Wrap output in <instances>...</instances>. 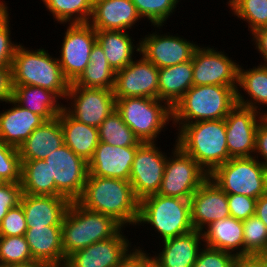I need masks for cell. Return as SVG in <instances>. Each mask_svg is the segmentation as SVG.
<instances>
[{
    "mask_svg": "<svg viewBox=\"0 0 267 267\" xmlns=\"http://www.w3.org/2000/svg\"><path fill=\"white\" fill-rule=\"evenodd\" d=\"M76 202L88 210L113 217L125 228L130 225L136 228L139 200L129 181L88 173L82 194Z\"/></svg>",
    "mask_w": 267,
    "mask_h": 267,
    "instance_id": "6da1fadb",
    "label": "cell"
},
{
    "mask_svg": "<svg viewBox=\"0 0 267 267\" xmlns=\"http://www.w3.org/2000/svg\"><path fill=\"white\" fill-rule=\"evenodd\" d=\"M177 145L209 175L231 157L228 154L224 119L172 124Z\"/></svg>",
    "mask_w": 267,
    "mask_h": 267,
    "instance_id": "7a4b0ae2",
    "label": "cell"
},
{
    "mask_svg": "<svg viewBox=\"0 0 267 267\" xmlns=\"http://www.w3.org/2000/svg\"><path fill=\"white\" fill-rule=\"evenodd\" d=\"M13 85L38 86L54 92L64 100L70 82L64 77L56 57L44 48L17 46L11 64Z\"/></svg>",
    "mask_w": 267,
    "mask_h": 267,
    "instance_id": "3957f363",
    "label": "cell"
},
{
    "mask_svg": "<svg viewBox=\"0 0 267 267\" xmlns=\"http://www.w3.org/2000/svg\"><path fill=\"white\" fill-rule=\"evenodd\" d=\"M238 86L193 85L172 108V124L225 119L237 105Z\"/></svg>",
    "mask_w": 267,
    "mask_h": 267,
    "instance_id": "277c9868",
    "label": "cell"
},
{
    "mask_svg": "<svg viewBox=\"0 0 267 267\" xmlns=\"http://www.w3.org/2000/svg\"><path fill=\"white\" fill-rule=\"evenodd\" d=\"M62 247L65 258L91 244L115 236L122 228L113 217L70 202L62 220Z\"/></svg>",
    "mask_w": 267,
    "mask_h": 267,
    "instance_id": "5b68a950",
    "label": "cell"
},
{
    "mask_svg": "<svg viewBox=\"0 0 267 267\" xmlns=\"http://www.w3.org/2000/svg\"><path fill=\"white\" fill-rule=\"evenodd\" d=\"M151 225L157 233L156 239L164 241L186 234L194 227L191 222L190 199L159 194L147 196L139 201V216L136 226Z\"/></svg>",
    "mask_w": 267,
    "mask_h": 267,
    "instance_id": "8992f818",
    "label": "cell"
},
{
    "mask_svg": "<svg viewBox=\"0 0 267 267\" xmlns=\"http://www.w3.org/2000/svg\"><path fill=\"white\" fill-rule=\"evenodd\" d=\"M116 111L143 142H156L172 121V108L160 99L127 97L116 99Z\"/></svg>",
    "mask_w": 267,
    "mask_h": 267,
    "instance_id": "52a82bcc",
    "label": "cell"
},
{
    "mask_svg": "<svg viewBox=\"0 0 267 267\" xmlns=\"http://www.w3.org/2000/svg\"><path fill=\"white\" fill-rule=\"evenodd\" d=\"M226 194L258 199L267 193V171L255 157L231 158L210 175Z\"/></svg>",
    "mask_w": 267,
    "mask_h": 267,
    "instance_id": "ba28073f",
    "label": "cell"
},
{
    "mask_svg": "<svg viewBox=\"0 0 267 267\" xmlns=\"http://www.w3.org/2000/svg\"><path fill=\"white\" fill-rule=\"evenodd\" d=\"M157 194L190 199L209 174L176 143L173 144Z\"/></svg>",
    "mask_w": 267,
    "mask_h": 267,
    "instance_id": "9c48e42d",
    "label": "cell"
},
{
    "mask_svg": "<svg viewBox=\"0 0 267 267\" xmlns=\"http://www.w3.org/2000/svg\"><path fill=\"white\" fill-rule=\"evenodd\" d=\"M49 166L50 182H55V196L70 202L82 194L88 176V163L66 144L51 152L45 159Z\"/></svg>",
    "mask_w": 267,
    "mask_h": 267,
    "instance_id": "30bf717a",
    "label": "cell"
},
{
    "mask_svg": "<svg viewBox=\"0 0 267 267\" xmlns=\"http://www.w3.org/2000/svg\"><path fill=\"white\" fill-rule=\"evenodd\" d=\"M65 100L63 109L72 118L97 128L116 110V99L110 89L69 87Z\"/></svg>",
    "mask_w": 267,
    "mask_h": 267,
    "instance_id": "8fae6325",
    "label": "cell"
},
{
    "mask_svg": "<svg viewBox=\"0 0 267 267\" xmlns=\"http://www.w3.org/2000/svg\"><path fill=\"white\" fill-rule=\"evenodd\" d=\"M157 144L158 142L142 143L137 148L132 163L129 182L139 201L157 194L161 187L168 154Z\"/></svg>",
    "mask_w": 267,
    "mask_h": 267,
    "instance_id": "7c38bea8",
    "label": "cell"
},
{
    "mask_svg": "<svg viewBox=\"0 0 267 267\" xmlns=\"http://www.w3.org/2000/svg\"><path fill=\"white\" fill-rule=\"evenodd\" d=\"M67 29L60 44L58 61L64 77L73 83L90 63L96 30L89 23L64 24Z\"/></svg>",
    "mask_w": 267,
    "mask_h": 267,
    "instance_id": "4fadbf2b",
    "label": "cell"
},
{
    "mask_svg": "<svg viewBox=\"0 0 267 267\" xmlns=\"http://www.w3.org/2000/svg\"><path fill=\"white\" fill-rule=\"evenodd\" d=\"M155 32H148L142 38H139L140 53L147 60L152 62L158 69L192 60L193 54L198 43L190 41L183 36L173 33L161 34L163 26H153ZM156 29L158 31H156ZM160 31V33H159ZM172 34V35H170ZM178 35V36H177Z\"/></svg>",
    "mask_w": 267,
    "mask_h": 267,
    "instance_id": "5bb4252c",
    "label": "cell"
},
{
    "mask_svg": "<svg viewBox=\"0 0 267 267\" xmlns=\"http://www.w3.org/2000/svg\"><path fill=\"white\" fill-rule=\"evenodd\" d=\"M209 46L203 47L199 43L193 54V85L237 86L239 62L224 50Z\"/></svg>",
    "mask_w": 267,
    "mask_h": 267,
    "instance_id": "9a60e30c",
    "label": "cell"
},
{
    "mask_svg": "<svg viewBox=\"0 0 267 267\" xmlns=\"http://www.w3.org/2000/svg\"><path fill=\"white\" fill-rule=\"evenodd\" d=\"M115 73V99L147 97L159 99V69L142 54Z\"/></svg>",
    "mask_w": 267,
    "mask_h": 267,
    "instance_id": "2e32d148",
    "label": "cell"
},
{
    "mask_svg": "<svg viewBox=\"0 0 267 267\" xmlns=\"http://www.w3.org/2000/svg\"><path fill=\"white\" fill-rule=\"evenodd\" d=\"M264 116L256 110L238 104L229 112L224 120L228 154L231 158L253 157L256 130Z\"/></svg>",
    "mask_w": 267,
    "mask_h": 267,
    "instance_id": "e0dca14e",
    "label": "cell"
},
{
    "mask_svg": "<svg viewBox=\"0 0 267 267\" xmlns=\"http://www.w3.org/2000/svg\"><path fill=\"white\" fill-rule=\"evenodd\" d=\"M122 228L115 236L95 242L66 258L63 267H117L132 248V243Z\"/></svg>",
    "mask_w": 267,
    "mask_h": 267,
    "instance_id": "ac0fdd59",
    "label": "cell"
},
{
    "mask_svg": "<svg viewBox=\"0 0 267 267\" xmlns=\"http://www.w3.org/2000/svg\"><path fill=\"white\" fill-rule=\"evenodd\" d=\"M190 205L191 222L197 231L230 216L227 194L209 177L192 194Z\"/></svg>",
    "mask_w": 267,
    "mask_h": 267,
    "instance_id": "d6986e66",
    "label": "cell"
},
{
    "mask_svg": "<svg viewBox=\"0 0 267 267\" xmlns=\"http://www.w3.org/2000/svg\"><path fill=\"white\" fill-rule=\"evenodd\" d=\"M138 147H119L99 141L92 159L88 162V173L93 176L129 181Z\"/></svg>",
    "mask_w": 267,
    "mask_h": 267,
    "instance_id": "ffe728a7",
    "label": "cell"
},
{
    "mask_svg": "<svg viewBox=\"0 0 267 267\" xmlns=\"http://www.w3.org/2000/svg\"><path fill=\"white\" fill-rule=\"evenodd\" d=\"M141 19L131 0H94L88 23L96 31H132Z\"/></svg>",
    "mask_w": 267,
    "mask_h": 267,
    "instance_id": "44dd1931",
    "label": "cell"
},
{
    "mask_svg": "<svg viewBox=\"0 0 267 267\" xmlns=\"http://www.w3.org/2000/svg\"><path fill=\"white\" fill-rule=\"evenodd\" d=\"M25 237L33 259L45 267H63L61 225L27 228Z\"/></svg>",
    "mask_w": 267,
    "mask_h": 267,
    "instance_id": "7402d4cb",
    "label": "cell"
},
{
    "mask_svg": "<svg viewBox=\"0 0 267 267\" xmlns=\"http://www.w3.org/2000/svg\"><path fill=\"white\" fill-rule=\"evenodd\" d=\"M20 204L28 228L62 225L70 201L64 196L22 194Z\"/></svg>",
    "mask_w": 267,
    "mask_h": 267,
    "instance_id": "603a6c76",
    "label": "cell"
},
{
    "mask_svg": "<svg viewBox=\"0 0 267 267\" xmlns=\"http://www.w3.org/2000/svg\"><path fill=\"white\" fill-rule=\"evenodd\" d=\"M7 103L13 107L0 111V140L18 149L45 120L18 105L12 98Z\"/></svg>",
    "mask_w": 267,
    "mask_h": 267,
    "instance_id": "cb8c5ba5",
    "label": "cell"
},
{
    "mask_svg": "<svg viewBox=\"0 0 267 267\" xmlns=\"http://www.w3.org/2000/svg\"><path fill=\"white\" fill-rule=\"evenodd\" d=\"M203 233L192 230L186 234L161 241L160 252L153 258L163 267H193L199 250L204 245Z\"/></svg>",
    "mask_w": 267,
    "mask_h": 267,
    "instance_id": "d4e9b609",
    "label": "cell"
},
{
    "mask_svg": "<svg viewBox=\"0 0 267 267\" xmlns=\"http://www.w3.org/2000/svg\"><path fill=\"white\" fill-rule=\"evenodd\" d=\"M237 86H239L236 88L237 104L267 116V109L264 111L262 109L264 105V108L267 107V66L258 64L257 67L244 69L242 64H239ZM242 89L244 94L246 93L245 96L241 92Z\"/></svg>",
    "mask_w": 267,
    "mask_h": 267,
    "instance_id": "484cf974",
    "label": "cell"
},
{
    "mask_svg": "<svg viewBox=\"0 0 267 267\" xmlns=\"http://www.w3.org/2000/svg\"><path fill=\"white\" fill-rule=\"evenodd\" d=\"M64 145L63 131L58 116L43 122L18 148L21 161L45 159Z\"/></svg>",
    "mask_w": 267,
    "mask_h": 267,
    "instance_id": "4316f807",
    "label": "cell"
},
{
    "mask_svg": "<svg viewBox=\"0 0 267 267\" xmlns=\"http://www.w3.org/2000/svg\"><path fill=\"white\" fill-rule=\"evenodd\" d=\"M204 245L232 253L236 257L244 255L243 221L231 216L212 222L203 231Z\"/></svg>",
    "mask_w": 267,
    "mask_h": 267,
    "instance_id": "83f0119b",
    "label": "cell"
},
{
    "mask_svg": "<svg viewBox=\"0 0 267 267\" xmlns=\"http://www.w3.org/2000/svg\"><path fill=\"white\" fill-rule=\"evenodd\" d=\"M58 118L63 131L64 144L88 163L99 143L98 128L75 120L64 109Z\"/></svg>",
    "mask_w": 267,
    "mask_h": 267,
    "instance_id": "f1b7e54d",
    "label": "cell"
},
{
    "mask_svg": "<svg viewBox=\"0 0 267 267\" xmlns=\"http://www.w3.org/2000/svg\"><path fill=\"white\" fill-rule=\"evenodd\" d=\"M129 33V31L117 30L96 31V41L102 47L111 68L115 72L126 67L134 60L136 57L134 55L140 53V42L135 43L134 38Z\"/></svg>",
    "mask_w": 267,
    "mask_h": 267,
    "instance_id": "f546056e",
    "label": "cell"
},
{
    "mask_svg": "<svg viewBox=\"0 0 267 267\" xmlns=\"http://www.w3.org/2000/svg\"><path fill=\"white\" fill-rule=\"evenodd\" d=\"M12 99L45 121L56 118L64 105L54 92L38 86L13 85Z\"/></svg>",
    "mask_w": 267,
    "mask_h": 267,
    "instance_id": "4dcf8cb0",
    "label": "cell"
},
{
    "mask_svg": "<svg viewBox=\"0 0 267 267\" xmlns=\"http://www.w3.org/2000/svg\"><path fill=\"white\" fill-rule=\"evenodd\" d=\"M193 86L192 60L159 68V99L171 108Z\"/></svg>",
    "mask_w": 267,
    "mask_h": 267,
    "instance_id": "1f68e13d",
    "label": "cell"
},
{
    "mask_svg": "<svg viewBox=\"0 0 267 267\" xmlns=\"http://www.w3.org/2000/svg\"><path fill=\"white\" fill-rule=\"evenodd\" d=\"M115 71L111 68L102 47L96 41L90 53V63L69 87L104 88L113 90Z\"/></svg>",
    "mask_w": 267,
    "mask_h": 267,
    "instance_id": "d6a6232c",
    "label": "cell"
},
{
    "mask_svg": "<svg viewBox=\"0 0 267 267\" xmlns=\"http://www.w3.org/2000/svg\"><path fill=\"white\" fill-rule=\"evenodd\" d=\"M23 194L55 196V182H50L49 166L44 159L21 161Z\"/></svg>",
    "mask_w": 267,
    "mask_h": 267,
    "instance_id": "836d02e7",
    "label": "cell"
},
{
    "mask_svg": "<svg viewBox=\"0 0 267 267\" xmlns=\"http://www.w3.org/2000/svg\"><path fill=\"white\" fill-rule=\"evenodd\" d=\"M59 24L88 23L94 0H41Z\"/></svg>",
    "mask_w": 267,
    "mask_h": 267,
    "instance_id": "e575fe53",
    "label": "cell"
},
{
    "mask_svg": "<svg viewBox=\"0 0 267 267\" xmlns=\"http://www.w3.org/2000/svg\"><path fill=\"white\" fill-rule=\"evenodd\" d=\"M99 141L119 147L140 146L141 142L124 123L121 115L113 111L98 127Z\"/></svg>",
    "mask_w": 267,
    "mask_h": 267,
    "instance_id": "d590c367",
    "label": "cell"
},
{
    "mask_svg": "<svg viewBox=\"0 0 267 267\" xmlns=\"http://www.w3.org/2000/svg\"><path fill=\"white\" fill-rule=\"evenodd\" d=\"M229 13L245 21L250 36L261 28L267 27V0H227Z\"/></svg>",
    "mask_w": 267,
    "mask_h": 267,
    "instance_id": "8d00e7d4",
    "label": "cell"
},
{
    "mask_svg": "<svg viewBox=\"0 0 267 267\" xmlns=\"http://www.w3.org/2000/svg\"><path fill=\"white\" fill-rule=\"evenodd\" d=\"M142 20L151 26H165L181 0H131Z\"/></svg>",
    "mask_w": 267,
    "mask_h": 267,
    "instance_id": "74e56055",
    "label": "cell"
},
{
    "mask_svg": "<svg viewBox=\"0 0 267 267\" xmlns=\"http://www.w3.org/2000/svg\"><path fill=\"white\" fill-rule=\"evenodd\" d=\"M36 262L30 252L25 235L0 236V265Z\"/></svg>",
    "mask_w": 267,
    "mask_h": 267,
    "instance_id": "f35d334b",
    "label": "cell"
},
{
    "mask_svg": "<svg viewBox=\"0 0 267 267\" xmlns=\"http://www.w3.org/2000/svg\"><path fill=\"white\" fill-rule=\"evenodd\" d=\"M244 255L267 250V227L256 215L243 220Z\"/></svg>",
    "mask_w": 267,
    "mask_h": 267,
    "instance_id": "ab89813d",
    "label": "cell"
},
{
    "mask_svg": "<svg viewBox=\"0 0 267 267\" xmlns=\"http://www.w3.org/2000/svg\"><path fill=\"white\" fill-rule=\"evenodd\" d=\"M0 178L4 182H21V160L19 150L0 140Z\"/></svg>",
    "mask_w": 267,
    "mask_h": 267,
    "instance_id": "60d3db41",
    "label": "cell"
},
{
    "mask_svg": "<svg viewBox=\"0 0 267 267\" xmlns=\"http://www.w3.org/2000/svg\"><path fill=\"white\" fill-rule=\"evenodd\" d=\"M9 7L0 12V66H11L17 46L20 44L12 41Z\"/></svg>",
    "mask_w": 267,
    "mask_h": 267,
    "instance_id": "b9f144b4",
    "label": "cell"
},
{
    "mask_svg": "<svg viewBox=\"0 0 267 267\" xmlns=\"http://www.w3.org/2000/svg\"><path fill=\"white\" fill-rule=\"evenodd\" d=\"M236 258L232 253L203 245L193 267H234Z\"/></svg>",
    "mask_w": 267,
    "mask_h": 267,
    "instance_id": "7bdbcfd3",
    "label": "cell"
},
{
    "mask_svg": "<svg viewBox=\"0 0 267 267\" xmlns=\"http://www.w3.org/2000/svg\"><path fill=\"white\" fill-rule=\"evenodd\" d=\"M24 210L19 203L10 208L0 223V236H23L27 230Z\"/></svg>",
    "mask_w": 267,
    "mask_h": 267,
    "instance_id": "ee69618b",
    "label": "cell"
},
{
    "mask_svg": "<svg viewBox=\"0 0 267 267\" xmlns=\"http://www.w3.org/2000/svg\"><path fill=\"white\" fill-rule=\"evenodd\" d=\"M230 216L238 220H246L255 215L256 198L241 194H227Z\"/></svg>",
    "mask_w": 267,
    "mask_h": 267,
    "instance_id": "f6af8a7d",
    "label": "cell"
},
{
    "mask_svg": "<svg viewBox=\"0 0 267 267\" xmlns=\"http://www.w3.org/2000/svg\"><path fill=\"white\" fill-rule=\"evenodd\" d=\"M22 194L20 183L4 182L0 185V223L8 210L20 203Z\"/></svg>",
    "mask_w": 267,
    "mask_h": 267,
    "instance_id": "bcb514c9",
    "label": "cell"
},
{
    "mask_svg": "<svg viewBox=\"0 0 267 267\" xmlns=\"http://www.w3.org/2000/svg\"><path fill=\"white\" fill-rule=\"evenodd\" d=\"M253 157H255L267 171V116H264L258 124Z\"/></svg>",
    "mask_w": 267,
    "mask_h": 267,
    "instance_id": "7dc6e473",
    "label": "cell"
},
{
    "mask_svg": "<svg viewBox=\"0 0 267 267\" xmlns=\"http://www.w3.org/2000/svg\"><path fill=\"white\" fill-rule=\"evenodd\" d=\"M144 249L142 246H133L121 259L117 267H146L153 256Z\"/></svg>",
    "mask_w": 267,
    "mask_h": 267,
    "instance_id": "c3c4849f",
    "label": "cell"
},
{
    "mask_svg": "<svg viewBox=\"0 0 267 267\" xmlns=\"http://www.w3.org/2000/svg\"><path fill=\"white\" fill-rule=\"evenodd\" d=\"M13 95L11 66H0V103L6 102Z\"/></svg>",
    "mask_w": 267,
    "mask_h": 267,
    "instance_id": "681fc988",
    "label": "cell"
},
{
    "mask_svg": "<svg viewBox=\"0 0 267 267\" xmlns=\"http://www.w3.org/2000/svg\"><path fill=\"white\" fill-rule=\"evenodd\" d=\"M251 42H253L255 50L258 51L264 62L260 61L259 64L267 66V27L261 28L251 34Z\"/></svg>",
    "mask_w": 267,
    "mask_h": 267,
    "instance_id": "f907efd6",
    "label": "cell"
},
{
    "mask_svg": "<svg viewBox=\"0 0 267 267\" xmlns=\"http://www.w3.org/2000/svg\"><path fill=\"white\" fill-rule=\"evenodd\" d=\"M234 267H267L259 254L238 256Z\"/></svg>",
    "mask_w": 267,
    "mask_h": 267,
    "instance_id": "816d5d0a",
    "label": "cell"
},
{
    "mask_svg": "<svg viewBox=\"0 0 267 267\" xmlns=\"http://www.w3.org/2000/svg\"><path fill=\"white\" fill-rule=\"evenodd\" d=\"M255 215L260 218L267 227V193L261 195L257 199Z\"/></svg>",
    "mask_w": 267,
    "mask_h": 267,
    "instance_id": "f5cc1de1",
    "label": "cell"
},
{
    "mask_svg": "<svg viewBox=\"0 0 267 267\" xmlns=\"http://www.w3.org/2000/svg\"><path fill=\"white\" fill-rule=\"evenodd\" d=\"M0 267H45V266L39 262H32L27 264L0 265Z\"/></svg>",
    "mask_w": 267,
    "mask_h": 267,
    "instance_id": "db71d44e",
    "label": "cell"
},
{
    "mask_svg": "<svg viewBox=\"0 0 267 267\" xmlns=\"http://www.w3.org/2000/svg\"><path fill=\"white\" fill-rule=\"evenodd\" d=\"M146 267H163L158 261H156L153 257L148 261Z\"/></svg>",
    "mask_w": 267,
    "mask_h": 267,
    "instance_id": "11a10c76",
    "label": "cell"
},
{
    "mask_svg": "<svg viewBox=\"0 0 267 267\" xmlns=\"http://www.w3.org/2000/svg\"><path fill=\"white\" fill-rule=\"evenodd\" d=\"M8 4L4 0H0V12L7 6Z\"/></svg>",
    "mask_w": 267,
    "mask_h": 267,
    "instance_id": "9f6ffc18",
    "label": "cell"
},
{
    "mask_svg": "<svg viewBox=\"0 0 267 267\" xmlns=\"http://www.w3.org/2000/svg\"><path fill=\"white\" fill-rule=\"evenodd\" d=\"M259 255L264 259V261H265V263L267 265V250L262 252V253H260Z\"/></svg>",
    "mask_w": 267,
    "mask_h": 267,
    "instance_id": "6f0895ef",
    "label": "cell"
},
{
    "mask_svg": "<svg viewBox=\"0 0 267 267\" xmlns=\"http://www.w3.org/2000/svg\"><path fill=\"white\" fill-rule=\"evenodd\" d=\"M2 183H4V181L0 178V185H1Z\"/></svg>",
    "mask_w": 267,
    "mask_h": 267,
    "instance_id": "680465c9",
    "label": "cell"
}]
</instances>
